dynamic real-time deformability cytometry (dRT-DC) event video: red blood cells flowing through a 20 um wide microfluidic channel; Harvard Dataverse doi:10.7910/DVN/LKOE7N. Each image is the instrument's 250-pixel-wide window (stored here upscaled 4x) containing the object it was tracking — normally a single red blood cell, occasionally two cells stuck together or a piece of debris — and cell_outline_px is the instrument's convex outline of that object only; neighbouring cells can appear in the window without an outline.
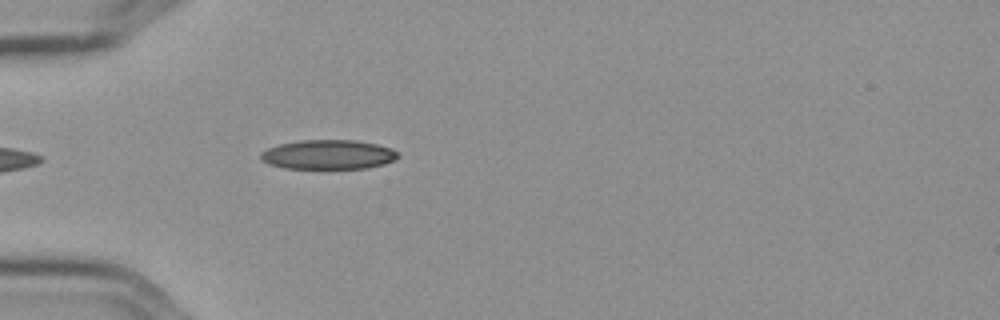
{"species": "Egyptian fruit bat (a non-hibernating species)", "species_latin": "Rousettus aegyptiacus", "temperature_condition": "cold", "stored_images_in_passage": 4, "camera_frame_rate_fps": 3000, "um_per_image_px": 0.085, "frame": {"image": 1, "passage_image": 4, "time_ms": 1.0, "image_size_px": [1000, 320], "cell_outline_px": [[400, 156], [396, 160], [384, 164], [368, 168], [328, 172], [284, 168], [268, 164], [260, 156], [260, 152], [268, 148], [280, 144], [300, 140], [356, 140], [376, 144], [392, 148]], "centroid_in_image_um": [27.92, 13.2], "position_along_channel_um": 57.1, "area_um2": 24.74}}